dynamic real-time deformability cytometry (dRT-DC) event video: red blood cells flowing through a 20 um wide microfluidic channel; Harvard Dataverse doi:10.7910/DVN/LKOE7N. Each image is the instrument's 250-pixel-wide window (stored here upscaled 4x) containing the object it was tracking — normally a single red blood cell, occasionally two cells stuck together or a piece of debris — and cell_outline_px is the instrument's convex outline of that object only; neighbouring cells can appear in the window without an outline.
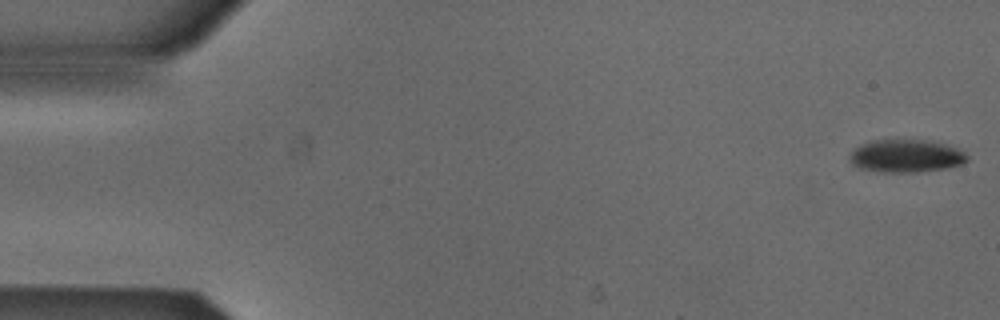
{"species": "Egyptian fruit bat (a non-hibernating species)", "species_latin": "Rousettus aegyptiacus", "temperature_condition": "cold", "stored_images_in_passage": 53, "camera_frame_rate_fps": 3000, "um_per_image_px": 0.085, "animal": {"sex": "male"}, "frame": {"image": 1, "passage_image": 1, "time_ms": 0.0, "image_size_px": [1000, 320], "cell_outline_px": [[968, 160], [960, 164], [948, 168], [916, 172], [880, 172], [856, 168], [852, 164], [848, 156], [856, 148], [872, 140], [932, 140], [956, 148], [964, 152], [968, 156]], "centroid_in_image_um": [77.01, 13.27], "position_along_channel_um": 8.0, "area_um2": 22.48}}
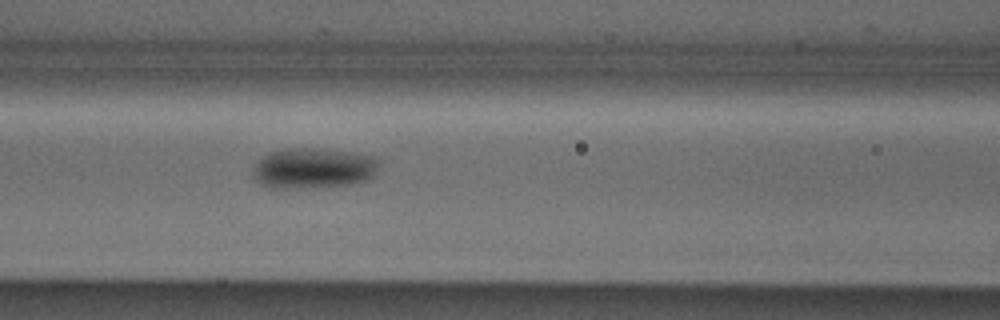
{"frame": {"image": 2, "passage_image": 22, "time_ms": 7.0, "image_size_px": [1000, 320], "cell_outline_px": [[380, 164], [376, 172], [368, 180], [356, 184], [284, 188], [268, 188], [260, 184], [252, 176], [252, 172], [256, 164], [264, 156], [272, 152], [288, 148], [316, 148], [376, 156], [380, 160]], "centroid_in_image_um": [26.66, 14.3], "position_along_channel_um": 139.9, "area_um2": 29.71}}
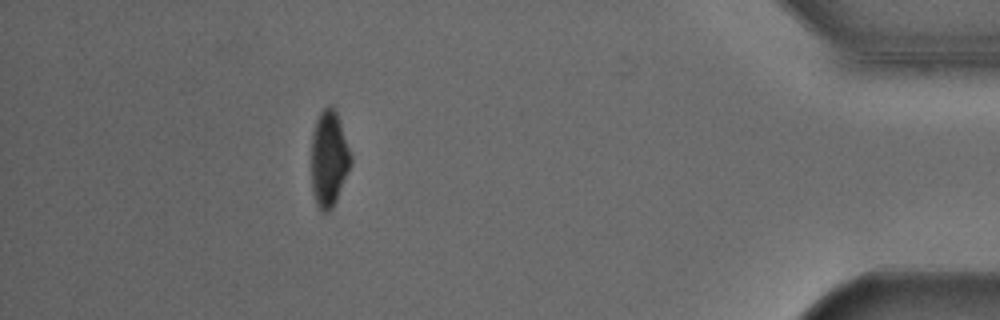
{"frame": {"image": 3, "passage_image": 47, "time_ms": 15.333, "image_size_px": [1000, 320], "cell_outline_px": [[352, 164], [336, 200], [332, 208], [328, 212], [324, 212], [316, 204], [312, 192], [312, 132], [316, 120], [320, 112], [328, 104], [332, 104], [336, 112], [352, 156]], "centroid_in_image_um": [27.96, 13.48], "position_along_channel_um": 407.2, "area_um2": 22.02}, "authors_computed_cell_mechanics": {"area_um2": 25.3742, "velocity_mm_per_s": 3.8793, "shape_relaxation_time_tau1_ms": 3.1044, "shape_relaxation_time_tau2_ms": null, "deformation_change_tau1": 0.1151, "deformation_change_tau2": null}}